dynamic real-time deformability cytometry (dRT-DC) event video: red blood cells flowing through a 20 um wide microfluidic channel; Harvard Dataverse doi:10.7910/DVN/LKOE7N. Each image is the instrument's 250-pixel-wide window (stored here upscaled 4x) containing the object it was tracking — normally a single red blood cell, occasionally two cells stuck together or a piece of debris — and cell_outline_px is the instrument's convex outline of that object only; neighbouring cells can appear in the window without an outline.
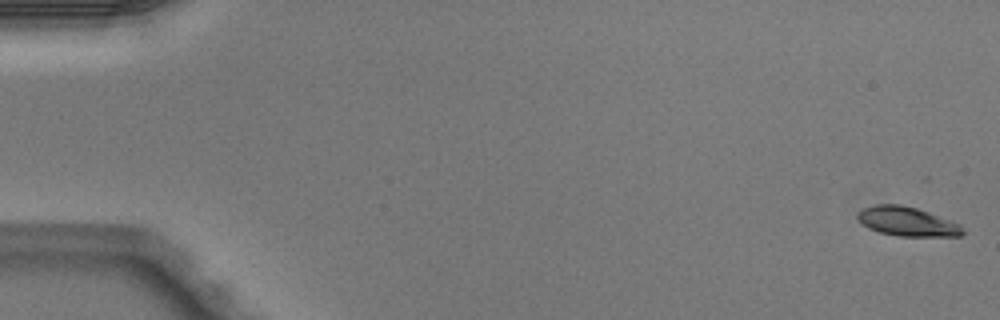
{"species": "Egyptian fruit bat (a non-hibernating species)", "species_latin": "Rousettus aegyptiacus", "temperature_condition": "warm", "stored_images_in_passage": 51, "camera_frame_rate_fps": 3000, "um_per_image_px": 0.085, "animal": {"sex": "male"}, "frame": {"image": 1, "passage_image": 1, "time_ms": 0.0, "image_size_px": [1000, 320], "cell_outline_px": [[964, 232], [960, 236], [900, 236], [880, 232], [868, 228], [856, 216], [856, 212], [864, 208], [876, 204], [900, 204], [916, 208], [928, 212], [960, 224]], "centroid_in_image_um": [77.09, 18.82], "position_along_channel_um": 7.9, "area_um2": 17.69}}
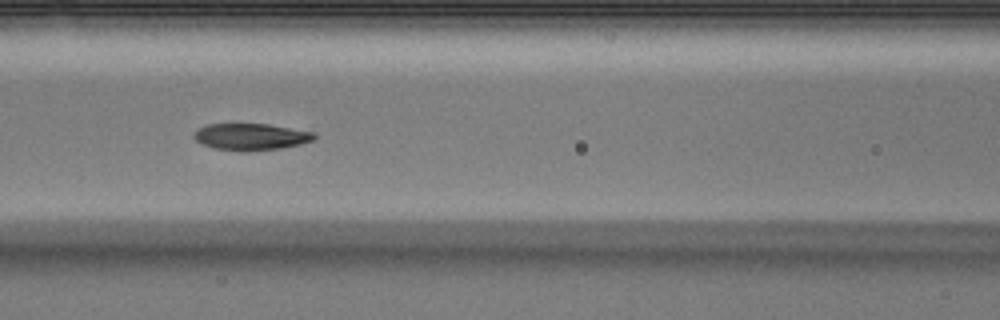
{"frame": {"image": 2, "passage_image": 23, "time_ms": 7.333, "image_size_px": [1000, 320], "cell_outline_px": [[316, 140], [300, 144], [280, 148], [248, 152], [244, 152], [216, 148], [200, 144], [192, 136], [192, 132], [196, 128], [204, 124], [268, 124], [316, 132]], "centroid_in_image_um": [21.3, 11.62], "position_along_channel_um": 145.3, "area_um2": 19.13}}
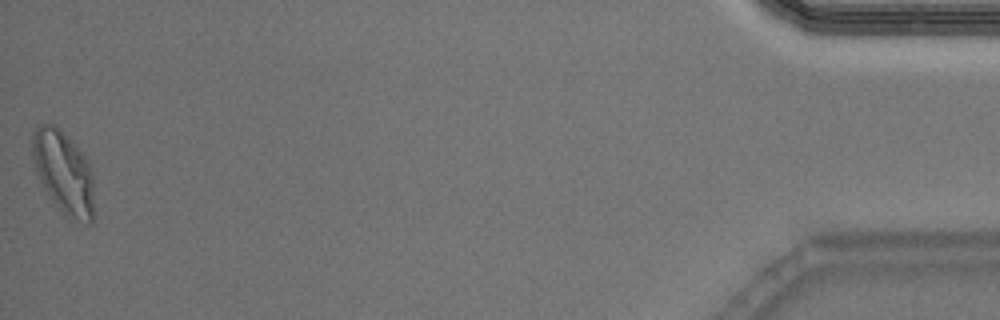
{"frame": {"image": 3, "passage_image": 51, "time_ms": 16.667, "image_size_px": [1000, 320], "cell_outline_px": [[92, 224], [88, 224], [68, 220], [44, 188], [40, 180], [32, 156], [32, 132], [40, 124], [52, 124], [88, 160], [92, 168]], "centroid_in_image_um": [5.4, 14.71], "position_along_channel_um": 429.8, "area_um2": 29.13}, "authors_computed_cell_mechanics": {"area_um2": 19.1318, "velocity_mm_per_s": 4.0188, "shape_relaxation_time_tau1_ms": 4.8226, "shape_relaxation_time_tau2_ms": null, "deformation_change_tau1": 0.2051, "deformation_change_tau2": null}}